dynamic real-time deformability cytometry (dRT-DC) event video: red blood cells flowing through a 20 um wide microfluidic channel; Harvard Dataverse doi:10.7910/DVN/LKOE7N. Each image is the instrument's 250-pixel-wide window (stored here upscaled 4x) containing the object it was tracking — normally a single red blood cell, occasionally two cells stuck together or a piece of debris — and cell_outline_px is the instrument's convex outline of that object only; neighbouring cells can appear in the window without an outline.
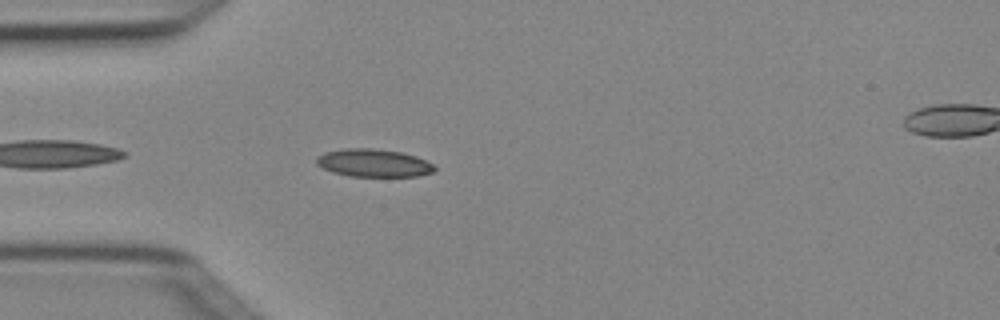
{"species": "Egyptian fruit bat (a non-hibernating species)", "species_latin": "Rousettus aegyptiacus", "temperature_condition": "cold", "stored_images_in_passage": 4, "camera_frame_rate_fps": 3000, "um_per_image_px": 0.085, "animal": {"sex": "female"}, "frame": {"image": 1, "passage_image": 3, "time_ms": 0.667, "image_size_px": [1000, 320], "cell_outline_px": [[436, 168], [432, 172], [416, 176], [348, 176], [332, 172], [316, 164], [316, 156], [324, 152], [344, 148], [372, 148], [400, 152], [416, 156], [432, 164]], "centroid_in_image_um": [31.7, 13.84], "position_along_channel_um": 53.3, "area_um2": 19.07}}